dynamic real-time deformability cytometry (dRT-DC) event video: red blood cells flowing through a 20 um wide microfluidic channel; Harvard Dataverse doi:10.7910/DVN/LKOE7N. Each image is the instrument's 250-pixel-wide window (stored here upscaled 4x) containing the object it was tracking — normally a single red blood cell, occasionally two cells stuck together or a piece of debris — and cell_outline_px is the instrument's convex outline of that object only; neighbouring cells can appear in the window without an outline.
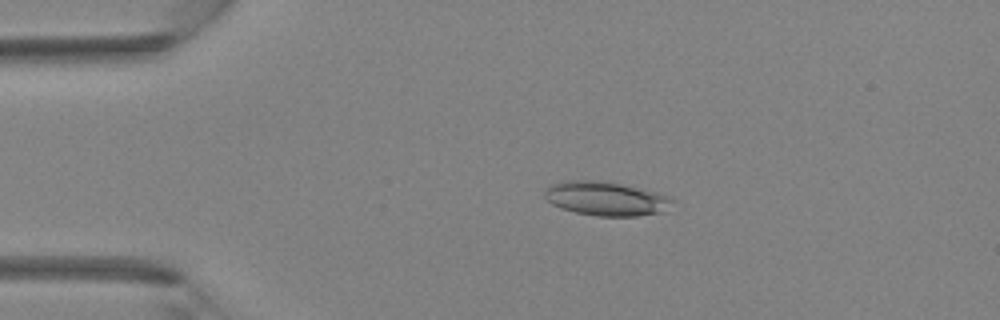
{"species": "Egyptian fruit bat (a non-hibernating species)", "species_latin": "Rousettus aegyptiacus", "temperature_condition": "room temperature", "stored_images_in_passage": 33, "camera_frame_rate_fps": 3000, "um_per_image_px": 0.085, "animal": {"sex": "female"}, "frame": {"image": 1, "passage_image": 1, "time_ms": 0.0, "image_size_px": [1000, 320], "cell_outline_px": [[676, 200], [664, 212], [636, 216], [596, 216], [576, 212], [560, 208], [552, 204], [544, 196], [544, 192], [552, 184], [568, 180], [592, 180], [620, 184], [656, 192], [668, 196]], "centroid_in_image_um": [51.52, 16.89], "position_along_channel_um": 33.5, "area_um2": 25.14}}
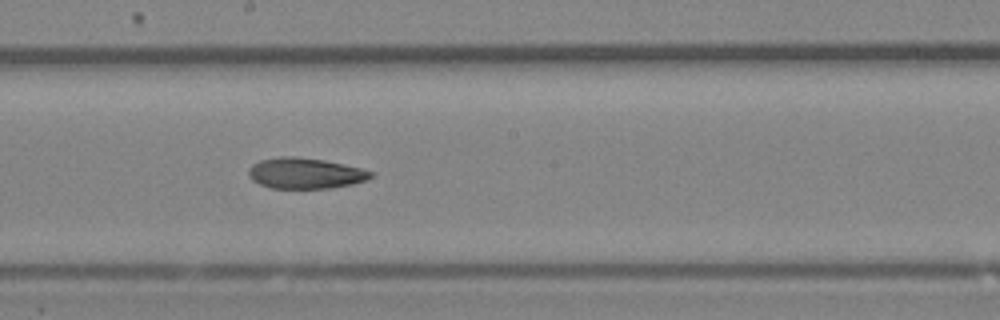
{"frame": {"image": 2, "passage_image": 15, "time_ms": 4.667, "image_size_px": [1000, 320], "cell_outline_px": [[376, 176], [368, 180], [352, 184], [332, 188], [272, 188], [260, 184], [252, 180], [248, 176], [248, 168], [252, 164], [260, 160], [280, 156], [292, 156], [324, 160], [344, 164], [376, 172]], "centroid_in_image_um": [25.98, 14.72], "position_along_channel_um": 222.2, "area_um2": 22.2}}
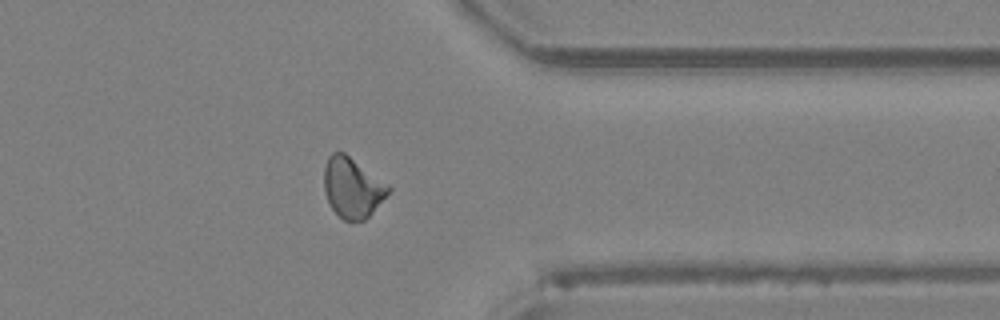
{"frame": {"image": 3, "passage_image": 25, "time_ms": 8.0, "image_size_px": [1000, 320], "cell_outline_px": [[392, 188], [372, 212], [364, 220], [344, 220], [332, 208], [324, 192], [324, 168], [328, 156], [332, 152], [344, 152], [388, 184]], "centroid_in_image_um": [29.93, 15.92], "position_along_channel_um": 381.5, "area_um2": 22.2}}